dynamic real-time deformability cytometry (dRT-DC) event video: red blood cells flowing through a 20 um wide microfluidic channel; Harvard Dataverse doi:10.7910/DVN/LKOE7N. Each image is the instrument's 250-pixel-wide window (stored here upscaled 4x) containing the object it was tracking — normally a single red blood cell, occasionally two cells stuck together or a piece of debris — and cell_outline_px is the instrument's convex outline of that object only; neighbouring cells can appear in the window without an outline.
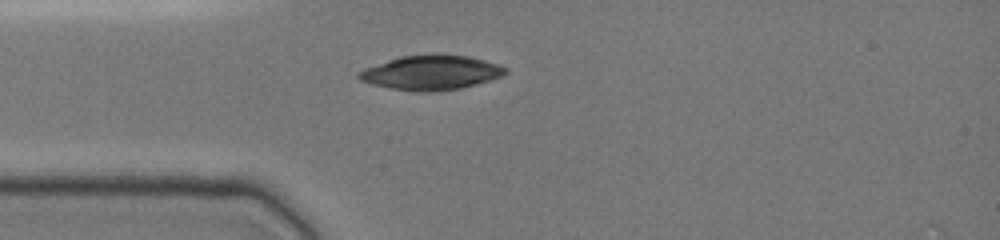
{"species": "common noctule bat (a hibernating species)", "species_latin": "Nyctalus noctula", "temperature_condition": "cold", "stored_images_in_passage": 5, "camera_frame_rate_fps": 3000, "um_per_image_px": 0.085, "animal": {"sex": "female", "body_mass_g": 19.0, "forearm_length_mm": 51.5}, "frame": {"image": 1, "passage_image": 1, "time_ms": 0.0, "image_size_px": [1000, 240], "cell_outline_px": [[508, 72], [500, 76], [488, 80], [460, 88], [428, 92], [424, 92], [392, 88], [360, 80], [356, 76], [364, 68], [400, 56], [432, 52], [436, 52], [468, 56], [484, 60], [508, 68]], "centroid_in_image_um": [36.65, 6.13], "position_along_channel_um": 48.4, "area_um2": 29.42}}
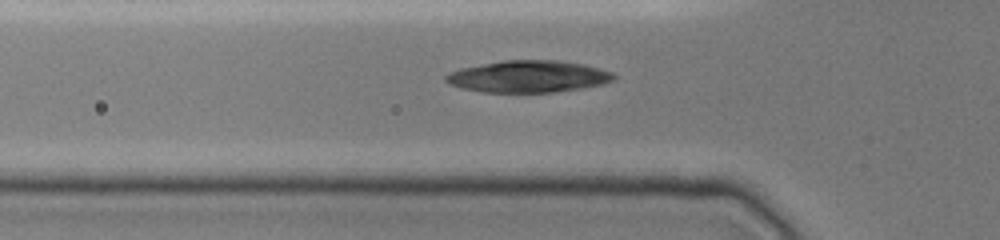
{"frame": {"image": 2, "passage_image": 4, "time_ms": 1.0, "image_size_px": [1000, 240], "cell_outline_px": [[616, 76], [612, 80], [604, 84], [580, 88], [552, 92], [480, 92], [460, 88], [444, 80], [444, 76], [460, 68], [504, 60], [560, 60], [580, 64], [612, 72]], "centroid_in_image_um": [44.87, 6.5], "position_along_channel_um": 80.9, "area_um2": 30.92}}